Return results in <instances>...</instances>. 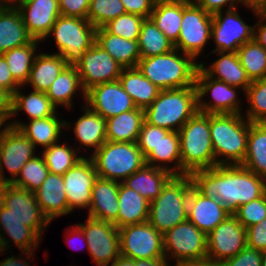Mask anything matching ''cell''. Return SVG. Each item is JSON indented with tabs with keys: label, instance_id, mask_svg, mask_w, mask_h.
<instances>
[{
	"label": "cell",
	"instance_id": "6da1fadb",
	"mask_svg": "<svg viewBox=\"0 0 266 266\" xmlns=\"http://www.w3.org/2000/svg\"><path fill=\"white\" fill-rule=\"evenodd\" d=\"M193 187L204 197L217 199L232 214L264 194L266 180L241 165H216L190 174Z\"/></svg>",
	"mask_w": 266,
	"mask_h": 266
},
{
	"label": "cell",
	"instance_id": "7a4b0ae2",
	"mask_svg": "<svg viewBox=\"0 0 266 266\" xmlns=\"http://www.w3.org/2000/svg\"><path fill=\"white\" fill-rule=\"evenodd\" d=\"M137 68L161 90L185 88L195 85L199 61L178 49L140 58Z\"/></svg>",
	"mask_w": 266,
	"mask_h": 266
},
{
	"label": "cell",
	"instance_id": "3957f363",
	"mask_svg": "<svg viewBox=\"0 0 266 266\" xmlns=\"http://www.w3.org/2000/svg\"><path fill=\"white\" fill-rule=\"evenodd\" d=\"M249 121L243 114H210L216 165H241L247 151Z\"/></svg>",
	"mask_w": 266,
	"mask_h": 266
},
{
	"label": "cell",
	"instance_id": "277c9868",
	"mask_svg": "<svg viewBox=\"0 0 266 266\" xmlns=\"http://www.w3.org/2000/svg\"><path fill=\"white\" fill-rule=\"evenodd\" d=\"M197 100L196 85L160 90L144 110V119L151 125L178 132L198 112Z\"/></svg>",
	"mask_w": 266,
	"mask_h": 266
},
{
	"label": "cell",
	"instance_id": "5b68a950",
	"mask_svg": "<svg viewBox=\"0 0 266 266\" xmlns=\"http://www.w3.org/2000/svg\"><path fill=\"white\" fill-rule=\"evenodd\" d=\"M181 152V175L215 166L210 135V114L197 112L178 131Z\"/></svg>",
	"mask_w": 266,
	"mask_h": 266
},
{
	"label": "cell",
	"instance_id": "8992f818",
	"mask_svg": "<svg viewBox=\"0 0 266 266\" xmlns=\"http://www.w3.org/2000/svg\"><path fill=\"white\" fill-rule=\"evenodd\" d=\"M192 187L190 175H174L163 187L160 195L150 202L147 221L162 234L187 221Z\"/></svg>",
	"mask_w": 266,
	"mask_h": 266
},
{
	"label": "cell",
	"instance_id": "52a82bcc",
	"mask_svg": "<svg viewBox=\"0 0 266 266\" xmlns=\"http://www.w3.org/2000/svg\"><path fill=\"white\" fill-rule=\"evenodd\" d=\"M96 29L88 19L60 15L42 43L53 37L54 53L61 55L67 65L75 66L95 44Z\"/></svg>",
	"mask_w": 266,
	"mask_h": 266
},
{
	"label": "cell",
	"instance_id": "ba28073f",
	"mask_svg": "<svg viewBox=\"0 0 266 266\" xmlns=\"http://www.w3.org/2000/svg\"><path fill=\"white\" fill-rule=\"evenodd\" d=\"M90 158L98 177L119 183L146 164L136 142L106 141Z\"/></svg>",
	"mask_w": 266,
	"mask_h": 266
},
{
	"label": "cell",
	"instance_id": "9c48e42d",
	"mask_svg": "<svg viewBox=\"0 0 266 266\" xmlns=\"http://www.w3.org/2000/svg\"><path fill=\"white\" fill-rule=\"evenodd\" d=\"M198 98V112L204 114H243L244 108L240 94L242 89L231 86L221 80L208 77L198 68L195 81ZM239 91H242L241 93ZM207 96L211 97L208 98Z\"/></svg>",
	"mask_w": 266,
	"mask_h": 266
},
{
	"label": "cell",
	"instance_id": "30bf717a",
	"mask_svg": "<svg viewBox=\"0 0 266 266\" xmlns=\"http://www.w3.org/2000/svg\"><path fill=\"white\" fill-rule=\"evenodd\" d=\"M163 248L169 265L174 260V263L204 261L207 260V235L187 220L163 234Z\"/></svg>",
	"mask_w": 266,
	"mask_h": 266
},
{
	"label": "cell",
	"instance_id": "8fae6325",
	"mask_svg": "<svg viewBox=\"0 0 266 266\" xmlns=\"http://www.w3.org/2000/svg\"><path fill=\"white\" fill-rule=\"evenodd\" d=\"M212 15L197 4H183L179 38L174 48L200 60L207 45L211 44Z\"/></svg>",
	"mask_w": 266,
	"mask_h": 266
},
{
	"label": "cell",
	"instance_id": "7c38bea8",
	"mask_svg": "<svg viewBox=\"0 0 266 266\" xmlns=\"http://www.w3.org/2000/svg\"><path fill=\"white\" fill-rule=\"evenodd\" d=\"M239 8L212 15L211 43H215V47L211 52H237L239 47L253 40L254 24L249 25L241 18Z\"/></svg>",
	"mask_w": 266,
	"mask_h": 266
},
{
	"label": "cell",
	"instance_id": "4fadbf2b",
	"mask_svg": "<svg viewBox=\"0 0 266 266\" xmlns=\"http://www.w3.org/2000/svg\"><path fill=\"white\" fill-rule=\"evenodd\" d=\"M121 255L136 259H165L163 234L148 221L118 228Z\"/></svg>",
	"mask_w": 266,
	"mask_h": 266
},
{
	"label": "cell",
	"instance_id": "5bb4252c",
	"mask_svg": "<svg viewBox=\"0 0 266 266\" xmlns=\"http://www.w3.org/2000/svg\"><path fill=\"white\" fill-rule=\"evenodd\" d=\"M83 229L88 248L85 249L96 266H109L120 255L118 228L110 222L88 217L78 223Z\"/></svg>",
	"mask_w": 266,
	"mask_h": 266
},
{
	"label": "cell",
	"instance_id": "9a60e30c",
	"mask_svg": "<svg viewBox=\"0 0 266 266\" xmlns=\"http://www.w3.org/2000/svg\"><path fill=\"white\" fill-rule=\"evenodd\" d=\"M36 152L35 145L19 129L6 128L0 137V181L11 184ZM6 171L11 175L7 177Z\"/></svg>",
	"mask_w": 266,
	"mask_h": 266
},
{
	"label": "cell",
	"instance_id": "2e32d148",
	"mask_svg": "<svg viewBox=\"0 0 266 266\" xmlns=\"http://www.w3.org/2000/svg\"><path fill=\"white\" fill-rule=\"evenodd\" d=\"M246 246V228L230 215L207 235V260L218 265Z\"/></svg>",
	"mask_w": 266,
	"mask_h": 266
},
{
	"label": "cell",
	"instance_id": "e0dca14e",
	"mask_svg": "<svg viewBox=\"0 0 266 266\" xmlns=\"http://www.w3.org/2000/svg\"><path fill=\"white\" fill-rule=\"evenodd\" d=\"M85 91L106 82L119 80L123 67L96 43L84 52L75 65Z\"/></svg>",
	"mask_w": 266,
	"mask_h": 266
},
{
	"label": "cell",
	"instance_id": "ac0fdd59",
	"mask_svg": "<svg viewBox=\"0 0 266 266\" xmlns=\"http://www.w3.org/2000/svg\"><path fill=\"white\" fill-rule=\"evenodd\" d=\"M97 177L93 160L88 155L62 175L68 208L72 213L77 209L88 211Z\"/></svg>",
	"mask_w": 266,
	"mask_h": 266
},
{
	"label": "cell",
	"instance_id": "d6986e66",
	"mask_svg": "<svg viewBox=\"0 0 266 266\" xmlns=\"http://www.w3.org/2000/svg\"><path fill=\"white\" fill-rule=\"evenodd\" d=\"M4 207L27 227H30L40 238L51 222L38 205L35 194L27 189L7 184L5 188Z\"/></svg>",
	"mask_w": 266,
	"mask_h": 266
},
{
	"label": "cell",
	"instance_id": "ffe728a7",
	"mask_svg": "<svg viewBox=\"0 0 266 266\" xmlns=\"http://www.w3.org/2000/svg\"><path fill=\"white\" fill-rule=\"evenodd\" d=\"M81 105L80 109L82 113L76 121L74 120L72 123V121H68V119L66 121L65 118L64 131L67 132L66 129L70 130L73 128L70 131H72L71 133L74 132L73 137L75 136V143L72 142L71 144H73V146L80 151L84 157H87L86 153H88L87 150L89 149L90 154L88 153V155L90 157L107 141L106 119L100 114L90 110L86 105H84V103Z\"/></svg>",
	"mask_w": 266,
	"mask_h": 266
},
{
	"label": "cell",
	"instance_id": "44dd1931",
	"mask_svg": "<svg viewBox=\"0 0 266 266\" xmlns=\"http://www.w3.org/2000/svg\"><path fill=\"white\" fill-rule=\"evenodd\" d=\"M85 105L105 119L137 108L119 80L99 84L86 91Z\"/></svg>",
	"mask_w": 266,
	"mask_h": 266
},
{
	"label": "cell",
	"instance_id": "7402d4cb",
	"mask_svg": "<svg viewBox=\"0 0 266 266\" xmlns=\"http://www.w3.org/2000/svg\"><path fill=\"white\" fill-rule=\"evenodd\" d=\"M15 6L29 35L39 41L46 38L61 15L59 0H26Z\"/></svg>",
	"mask_w": 266,
	"mask_h": 266
},
{
	"label": "cell",
	"instance_id": "603a6c76",
	"mask_svg": "<svg viewBox=\"0 0 266 266\" xmlns=\"http://www.w3.org/2000/svg\"><path fill=\"white\" fill-rule=\"evenodd\" d=\"M61 115L62 117H60ZM61 115L58 110L53 116L25 121L24 123L18 118L10 119L9 126L19 129L35 145L36 149L44 150L58 143L62 137L64 139L65 120L63 114Z\"/></svg>",
	"mask_w": 266,
	"mask_h": 266
},
{
	"label": "cell",
	"instance_id": "cb8c5ba5",
	"mask_svg": "<svg viewBox=\"0 0 266 266\" xmlns=\"http://www.w3.org/2000/svg\"><path fill=\"white\" fill-rule=\"evenodd\" d=\"M230 215L232 213L217 199L204 197L194 187L191 188L187 220L192 222L200 231L208 235Z\"/></svg>",
	"mask_w": 266,
	"mask_h": 266
},
{
	"label": "cell",
	"instance_id": "d4e9b609",
	"mask_svg": "<svg viewBox=\"0 0 266 266\" xmlns=\"http://www.w3.org/2000/svg\"><path fill=\"white\" fill-rule=\"evenodd\" d=\"M119 182L97 177L91 191V201L85 216L113 223L118 228Z\"/></svg>",
	"mask_w": 266,
	"mask_h": 266
},
{
	"label": "cell",
	"instance_id": "484cf974",
	"mask_svg": "<svg viewBox=\"0 0 266 266\" xmlns=\"http://www.w3.org/2000/svg\"><path fill=\"white\" fill-rule=\"evenodd\" d=\"M212 53L213 55L217 53L216 55H218V58L212 60V63L208 65L200 60L199 68L208 77L221 80L231 86L240 88L245 93L251 81L245 69L241 66L237 52H210L204 58H207Z\"/></svg>",
	"mask_w": 266,
	"mask_h": 266
},
{
	"label": "cell",
	"instance_id": "4316f807",
	"mask_svg": "<svg viewBox=\"0 0 266 266\" xmlns=\"http://www.w3.org/2000/svg\"><path fill=\"white\" fill-rule=\"evenodd\" d=\"M34 194L38 205L51 223L56 218L72 214L68 208L62 175L49 172Z\"/></svg>",
	"mask_w": 266,
	"mask_h": 266
},
{
	"label": "cell",
	"instance_id": "83f0119b",
	"mask_svg": "<svg viewBox=\"0 0 266 266\" xmlns=\"http://www.w3.org/2000/svg\"><path fill=\"white\" fill-rule=\"evenodd\" d=\"M0 237L3 250L8 252L13 249L12 244L20 251H38L42 240L30 227L16 219L6 207H3L0 212Z\"/></svg>",
	"mask_w": 266,
	"mask_h": 266
},
{
	"label": "cell",
	"instance_id": "f1b7e54d",
	"mask_svg": "<svg viewBox=\"0 0 266 266\" xmlns=\"http://www.w3.org/2000/svg\"><path fill=\"white\" fill-rule=\"evenodd\" d=\"M46 95L58 110L64 108L68 110L67 112L72 111L75 104L74 97L78 95L82 97L85 105L86 91L82 86L77 67L67 65L50 85Z\"/></svg>",
	"mask_w": 266,
	"mask_h": 266
},
{
	"label": "cell",
	"instance_id": "f546056e",
	"mask_svg": "<svg viewBox=\"0 0 266 266\" xmlns=\"http://www.w3.org/2000/svg\"><path fill=\"white\" fill-rule=\"evenodd\" d=\"M95 43L107 51L123 68L138 66L141 58L138 40H127L113 35L101 27L96 29Z\"/></svg>",
	"mask_w": 266,
	"mask_h": 266
},
{
	"label": "cell",
	"instance_id": "4dcf8cb0",
	"mask_svg": "<svg viewBox=\"0 0 266 266\" xmlns=\"http://www.w3.org/2000/svg\"><path fill=\"white\" fill-rule=\"evenodd\" d=\"M67 66L61 55L43 51L39 52L33 62L29 78L24 85L34 91L44 92L49 89L59 73Z\"/></svg>",
	"mask_w": 266,
	"mask_h": 266
},
{
	"label": "cell",
	"instance_id": "1f68e13d",
	"mask_svg": "<svg viewBox=\"0 0 266 266\" xmlns=\"http://www.w3.org/2000/svg\"><path fill=\"white\" fill-rule=\"evenodd\" d=\"M173 176L165 169L145 164L122 183L151 202L160 195L163 187Z\"/></svg>",
	"mask_w": 266,
	"mask_h": 266
},
{
	"label": "cell",
	"instance_id": "d6a6232c",
	"mask_svg": "<svg viewBox=\"0 0 266 266\" xmlns=\"http://www.w3.org/2000/svg\"><path fill=\"white\" fill-rule=\"evenodd\" d=\"M25 89V86H20L13 94L11 119H17L20 112H25L28 121H31L53 116L58 111L46 93L34 90L27 92Z\"/></svg>",
	"mask_w": 266,
	"mask_h": 266
},
{
	"label": "cell",
	"instance_id": "836d02e7",
	"mask_svg": "<svg viewBox=\"0 0 266 266\" xmlns=\"http://www.w3.org/2000/svg\"><path fill=\"white\" fill-rule=\"evenodd\" d=\"M32 40L22 22L19 10L9 4L0 12V54L24 46Z\"/></svg>",
	"mask_w": 266,
	"mask_h": 266
},
{
	"label": "cell",
	"instance_id": "e575fe53",
	"mask_svg": "<svg viewBox=\"0 0 266 266\" xmlns=\"http://www.w3.org/2000/svg\"><path fill=\"white\" fill-rule=\"evenodd\" d=\"M147 165L181 175L180 140L177 131H170L145 157ZM172 164V165H171Z\"/></svg>",
	"mask_w": 266,
	"mask_h": 266
},
{
	"label": "cell",
	"instance_id": "d590c367",
	"mask_svg": "<svg viewBox=\"0 0 266 266\" xmlns=\"http://www.w3.org/2000/svg\"><path fill=\"white\" fill-rule=\"evenodd\" d=\"M118 228L147 222L150 202L123 183L118 189Z\"/></svg>",
	"mask_w": 266,
	"mask_h": 266
},
{
	"label": "cell",
	"instance_id": "8d00e7d4",
	"mask_svg": "<svg viewBox=\"0 0 266 266\" xmlns=\"http://www.w3.org/2000/svg\"><path fill=\"white\" fill-rule=\"evenodd\" d=\"M119 81L137 108L145 110L157 98L160 88L137 68H123Z\"/></svg>",
	"mask_w": 266,
	"mask_h": 266
},
{
	"label": "cell",
	"instance_id": "74e56055",
	"mask_svg": "<svg viewBox=\"0 0 266 266\" xmlns=\"http://www.w3.org/2000/svg\"><path fill=\"white\" fill-rule=\"evenodd\" d=\"M144 120V110L139 108L106 119L107 141L136 142Z\"/></svg>",
	"mask_w": 266,
	"mask_h": 266
},
{
	"label": "cell",
	"instance_id": "f35d334b",
	"mask_svg": "<svg viewBox=\"0 0 266 266\" xmlns=\"http://www.w3.org/2000/svg\"><path fill=\"white\" fill-rule=\"evenodd\" d=\"M241 166L266 180V122H249L247 151Z\"/></svg>",
	"mask_w": 266,
	"mask_h": 266
},
{
	"label": "cell",
	"instance_id": "ab89813d",
	"mask_svg": "<svg viewBox=\"0 0 266 266\" xmlns=\"http://www.w3.org/2000/svg\"><path fill=\"white\" fill-rule=\"evenodd\" d=\"M42 41L33 39L30 43L13 48L2 55L7 61L9 71L14 80L20 85L24 86L29 78L34 59L39 53L38 48Z\"/></svg>",
	"mask_w": 266,
	"mask_h": 266
},
{
	"label": "cell",
	"instance_id": "60d3db41",
	"mask_svg": "<svg viewBox=\"0 0 266 266\" xmlns=\"http://www.w3.org/2000/svg\"><path fill=\"white\" fill-rule=\"evenodd\" d=\"M62 140V141H61ZM58 143L39 150L50 173L63 175L74 167L84 156L68 141L61 139Z\"/></svg>",
	"mask_w": 266,
	"mask_h": 266
},
{
	"label": "cell",
	"instance_id": "b9f144b4",
	"mask_svg": "<svg viewBox=\"0 0 266 266\" xmlns=\"http://www.w3.org/2000/svg\"><path fill=\"white\" fill-rule=\"evenodd\" d=\"M182 17L183 4L157 0L150 16L157 28L173 43L179 38Z\"/></svg>",
	"mask_w": 266,
	"mask_h": 266
},
{
	"label": "cell",
	"instance_id": "7bdbcfd3",
	"mask_svg": "<svg viewBox=\"0 0 266 266\" xmlns=\"http://www.w3.org/2000/svg\"><path fill=\"white\" fill-rule=\"evenodd\" d=\"M141 58L163 55L171 52L174 43L162 33L151 18H145L138 37Z\"/></svg>",
	"mask_w": 266,
	"mask_h": 266
},
{
	"label": "cell",
	"instance_id": "ee69618b",
	"mask_svg": "<svg viewBox=\"0 0 266 266\" xmlns=\"http://www.w3.org/2000/svg\"><path fill=\"white\" fill-rule=\"evenodd\" d=\"M237 54L251 82L266 76V50L254 39L239 47Z\"/></svg>",
	"mask_w": 266,
	"mask_h": 266
},
{
	"label": "cell",
	"instance_id": "f6af8a7d",
	"mask_svg": "<svg viewBox=\"0 0 266 266\" xmlns=\"http://www.w3.org/2000/svg\"><path fill=\"white\" fill-rule=\"evenodd\" d=\"M48 174L47 165L39 152V154L27 161L11 184L34 193L40 188Z\"/></svg>",
	"mask_w": 266,
	"mask_h": 266
},
{
	"label": "cell",
	"instance_id": "bcb514c9",
	"mask_svg": "<svg viewBox=\"0 0 266 266\" xmlns=\"http://www.w3.org/2000/svg\"><path fill=\"white\" fill-rule=\"evenodd\" d=\"M245 98L248 106L243 111L244 117L249 122H266V76L251 82Z\"/></svg>",
	"mask_w": 266,
	"mask_h": 266
},
{
	"label": "cell",
	"instance_id": "7dc6e473",
	"mask_svg": "<svg viewBox=\"0 0 266 266\" xmlns=\"http://www.w3.org/2000/svg\"><path fill=\"white\" fill-rule=\"evenodd\" d=\"M123 14L126 11L121 0H90L87 19L95 28H101Z\"/></svg>",
	"mask_w": 266,
	"mask_h": 266
},
{
	"label": "cell",
	"instance_id": "c3c4849f",
	"mask_svg": "<svg viewBox=\"0 0 266 266\" xmlns=\"http://www.w3.org/2000/svg\"><path fill=\"white\" fill-rule=\"evenodd\" d=\"M144 17L126 13L106 23L103 28L116 36L127 40H138Z\"/></svg>",
	"mask_w": 266,
	"mask_h": 266
},
{
	"label": "cell",
	"instance_id": "681fc988",
	"mask_svg": "<svg viewBox=\"0 0 266 266\" xmlns=\"http://www.w3.org/2000/svg\"><path fill=\"white\" fill-rule=\"evenodd\" d=\"M245 228L258 224L266 218V198L264 194L238 207L232 214Z\"/></svg>",
	"mask_w": 266,
	"mask_h": 266
},
{
	"label": "cell",
	"instance_id": "f907efd6",
	"mask_svg": "<svg viewBox=\"0 0 266 266\" xmlns=\"http://www.w3.org/2000/svg\"><path fill=\"white\" fill-rule=\"evenodd\" d=\"M169 132L170 130L168 129L151 125L144 120L136 141L143 156L146 157L161 138L165 137Z\"/></svg>",
	"mask_w": 266,
	"mask_h": 266
},
{
	"label": "cell",
	"instance_id": "816d5d0a",
	"mask_svg": "<svg viewBox=\"0 0 266 266\" xmlns=\"http://www.w3.org/2000/svg\"><path fill=\"white\" fill-rule=\"evenodd\" d=\"M262 251L246 246L234 257L228 258L218 266H261Z\"/></svg>",
	"mask_w": 266,
	"mask_h": 266
},
{
	"label": "cell",
	"instance_id": "f5cc1de1",
	"mask_svg": "<svg viewBox=\"0 0 266 266\" xmlns=\"http://www.w3.org/2000/svg\"><path fill=\"white\" fill-rule=\"evenodd\" d=\"M247 246L266 251V218L258 224L246 228Z\"/></svg>",
	"mask_w": 266,
	"mask_h": 266
},
{
	"label": "cell",
	"instance_id": "db71d44e",
	"mask_svg": "<svg viewBox=\"0 0 266 266\" xmlns=\"http://www.w3.org/2000/svg\"><path fill=\"white\" fill-rule=\"evenodd\" d=\"M90 0H59L61 15L87 19Z\"/></svg>",
	"mask_w": 266,
	"mask_h": 266
},
{
	"label": "cell",
	"instance_id": "11a10c76",
	"mask_svg": "<svg viewBox=\"0 0 266 266\" xmlns=\"http://www.w3.org/2000/svg\"><path fill=\"white\" fill-rule=\"evenodd\" d=\"M126 13L150 18L156 0H121Z\"/></svg>",
	"mask_w": 266,
	"mask_h": 266
},
{
	"label": "cell",
	"instance_id": "9f6ffc18",
	"mask_svg": "<svg viewBox=\"0 0 266 266\" xmlns=\"http://www.w3.org/2000/svg\"><path fill=\"white\" fill-rule=\"evenodd\" d=\"M195 4L201 6L207 13L213 15L220 11L230 10L239 7V5H241V1L240 0H196Z\"/></svg>",
	"mask_w": 266,
	"mask_h": 266
},
{
	"label": "cell",
	"instance_id": "6f0895ef",
	"mask_svg": "<svg viewBox=\"0 0 266 266\" xmlns=\"http://www.w3.org/2000/svg\"><path fill=\"white\" fill-rule=\"evenodd\" d=\"M65 232H66L65 233V236L66 235L67 236L64 237V239L66 240L65 241L66 244H68L67 246H70L73 250H75V249L78 250L79 249L82 252L83 251L85 252V250H84L83 247L88 248V245H87V241H86V237L84 235L83 229L76 223L75 225L74 224H72V226L70 225V227H68L67 230L65 229ZM73 241H75V242H73ZM76 242H80V244H82L83 242L84 243L82 245H80L79 243H77V244H79V246L78 245L75 246V243Z\"/></svg>",
	"mask_w": 266,
	"mask_h": 266
},
{
	"label": "cell",
	"instance_id": "680465c9",
	"mask_svg": "<svg viewBox=\"0 0 266 266\" xmlns=\"http://www.w3.org/2000/svg\"><path fill=\"white\" fill-rule=\"evenodd\" d=\"M20 87V85L14 80L6 59L0 54V88H4L10 91L12 94Z\"/></svg>",
	"mask_w": 266,
	"mask_h": 266
},
{
	"label": "cell",
	"instance_id": "91938a15",
	"mask_svg": "<svg viewBox=\"0 0 266 266\" xmlns=\"http://www.w3.org/2000/svg\"><path fill=\"white\" fill-rule=\"evenodd\" d=\"M21 253L15 257L14 255L7 256L0 261V266H31L30 260L36 259L35 250L20 251ZM23 256V257H22ZM34 266V265H33Z\"/></svg>",
	"mask_w": 266,
	"mask_h": 266
},
{
	"label": "cell",
	"instance_id": "94428289",
	"mask_svg": "<svg viewBox=\"0 0 266 266\" xmlns=\"http://www.w3.org/2000/svg\"><path fill=\"white\" fill-rule=\"evenodd\" d=\"M253 17L258 18L254 23L253 39L266 50V16L254 13Z\"/></svg>",
	"mask_w": 266,
	"mask_h": 266
},
{
	"label": "cell",
	"instance_id": "6125c7cd",
	"mask_svg": "<svg viewBox=\"0 0 266 266\" xmlns=\"http://www.w3.org/2000/svg\"><path fill=\"white\" fill-rule=\"evenodd\" d=\"M12 102L13 94L4 88H0V115H3L9 122L12 115Z\"/></svg>",
	"mask_w": 266,
	"mask_h": 266
},
{
	"label": "cell",
	"instance_id": "be15d7a7",
	"mask_svg": "<svg viewBox=\"0 0 266 266\" xmlns=\"http://www.w3.org/2000/svg\"><path fill=\"white\" fill-rule=\"evenodd\" d=\"M134 266H169L166 259H136Z\"/></svg>",
	"mask_w": 266,
	"mask_h": 266
},
{
	"label": "cell",
	"instance_id": "e7e4bbea",
	"mask_svg": "<svg viewBox=\"0 0 266 266\" xmlns=\"http://www.w3.org/2000/svg\"><path fill=\"white\" fill-rule=\"evenodd\" d=\"M241 5L246 8V10L252 12V14L256 13V10L263 4L265 0H240Z\"/></svg>",
	"mask_w": 266,
	"mask_h": 266
},
{
	"label": "cell",
	"instance_id": "03108f58",
	"mask_svg": "<svg viewBox=\"0 0 266 266\" xmlns=\"http://www.w3.org/2000/svg\"><path fill=\"white\" fill-rule=\"evenodd\" d=\"M169 266H218L208 260L198 261V262H179L174 265L171 263Z\"/></svg>",
	"mask_w": 266,
	"mask_h": 266
},
{
	"label": "cell",
	"instance_id": "003e7915",
	"mask_svg": "<svg viewBox=\"0 0 266 266\" xmlns=\"http://www.w3.org/2000/svg\"><path fill=\"white\" fill-rule=\"evenodd\" d=\"M110 266H134V260L120 255Z\"/></svg>",
	"mask_w": 266,
	"mask_h": 266
},
{
	"label": "cell",
	"instance_id": "a7ac6f4b",
	"mask_svg": "<svg viewBox=\"0 0 266 266\" xmlns=\"http://www.w3.org/2000/svg\"><path fill=\"white\" fill-rule=\"evenodd\" d=\"M8 183L0 181V212L4 207L5 188Z\"/></svg>",
	"mask_w": 266,
	"mask_h": 266
},
{
	"label": "cell",
	"instance_id": "89a4df30",
	"mask_svg": "<svg viewBox=\"0 0 266 266\" xmlns=\"http://www.w3.org/2000/svg\"><path fill=\"white\" fill-rule=\"evenodd\" d=\"M9 123L10 122L3 115H0V137L6 128L9 127Z\"/></svg>",
	"mask_w": 266,
	"mask_h": 266
},
{
	"label": "cell",
	"instance_id": "2644e50d",
	"mask_svg": "<svg viewBox=\"0 0 266 266\" xmlns=\"http://www.w3.org/2000/svg\"><path fill=\"white\" fill-rule=\"evenodd\" d=\"M167 3H180V4H195L196 0H157Z\"/></svg>",
	"mask_w": 266,
	"mask_h": 266
},
{
	"label": "cell",
	"instance_id": "8c879c8a",
	"mask_svg": "<svg viewBox=\"0 0 266 266\" xmlns=\"http://www.w3.org/2000/svg\"><path fill=\"white\" fill-rule=\"evenodd\" d=\"M256 13L259 15L266 16V0L263 2V4L256 10Z\"/></svg>",
	"mask_w": 266,
	"mask_h": 266
},
{
	"label": "cell",
	"instance_id": "753ad0ef",
	"mask_svg": "<svg viewBox=\"0 0 266 266\" xmlns=\"http://www.w3.org/2000/svg\"><path fill=\"white\" fill-rule=\"evenodd\" d=\"M9 3L6 0H0V12L3 11Z\"/></svg>",
	"mask_w": 266,
	"mask_h": 266
},
{
	"label": "cell",
	"instance_id": "34e18365",
	"mask_svg": "<svg viewBox=\"0 0 266 266\" xmlns=\"http://www.w3.org/2000/svg\"><path fill=\"white\" fill-rule=\"evenodd\" d=\"M261 266H266V251L262 252V262Z\"/></svg>",
	"mask_w": 266,
	"mask_h": 266
},
{
	"label": "cell",
	"instance_id": "11e5206c",
	"mask_svg": "<svg viewBox=\"0 0 266 266\" xmlns=\"http://www.w3.org/2000/svg\"><path fill=\"white\" fill-rule=\"evenodd\" d=\"M21 1H26V0H12L11 5H16L17 3H20Z\"/></svg>",
	"mask_w": 266,
	"mask_h": 266
},
{
	"label": "cell",
	"instance_id": "2a66077c",
	"mask_svg": "<svg viewBox=\"0 0 266 266\" xmlns=\"http://www.w3.org/2000/svg\"><path fill=\"white\" fill-rule=\"evenodd\" d=\"M264 196H265V198H266V186H265V190H264Z\"/></svg>",
	"mask_w": 266,
	"mask_h": 266
}]
</instances>
